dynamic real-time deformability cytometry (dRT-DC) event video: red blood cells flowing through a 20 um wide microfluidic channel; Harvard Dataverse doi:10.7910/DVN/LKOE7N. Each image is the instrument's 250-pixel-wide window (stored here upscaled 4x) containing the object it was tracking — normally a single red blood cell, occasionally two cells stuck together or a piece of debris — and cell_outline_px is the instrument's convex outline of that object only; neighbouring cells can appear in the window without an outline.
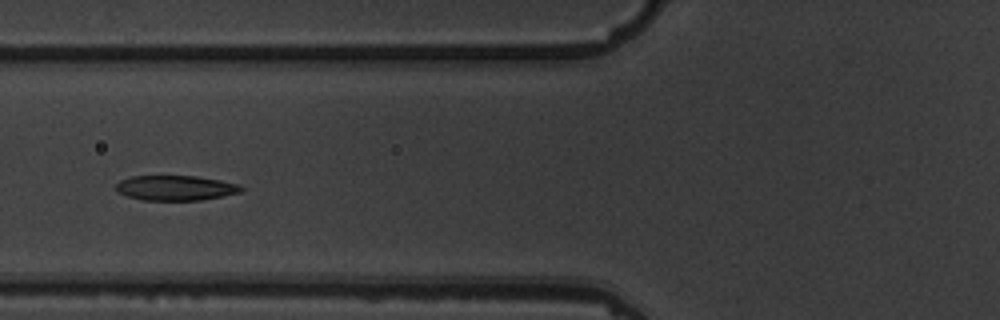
{"species": "common noctule bat (a hibernating species)", "species_latin": "Nyctalus noctula", "temperature_condition": "warm", "stored_images_in_passage": 8, "camera_frame_rate_fps": 3000, "um_per_image_px": 0.085, "animal": {"sex": "male", "body_mass_g": 19.5, "forearm_length_mm": 54.6}, "frame": {"image": 1, "passage_image": 6, "time_ms": 6.333, "image_size_px": [1000, 320], "cell_outline_px": [[244, 188], [240, 192], [200, 200], [144, 200], [128, 196], [116, 192], [116, 184], [120, 180], [132, 176], [196, 176], [220, 180], [240, 184]], "centroid_in_image_um": [14.91, 15.97], "position_along_channel_um": 110.9, "area_um2": 18.15}}
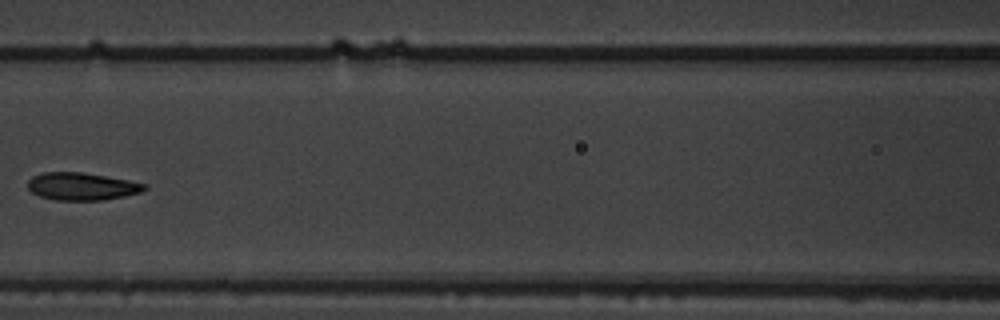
{"frame": {"image": 2, "passage_image": 7, "time_ms": 7.667, "image_size_px": [1000, 320], "cell_outline_px": [[148, 188], [140, 192], [124, 196], [104, 200], [56, 200], [40, 196], [32, 192], [28, 188], [28, 180], [32, 176], [44, 172], [80, 172], [128, 180], [148, 184]], "centroid_in_image_um": [6.96, 15.84], "position_along_channel_um": 159.6, "area_um2": 18.67}}
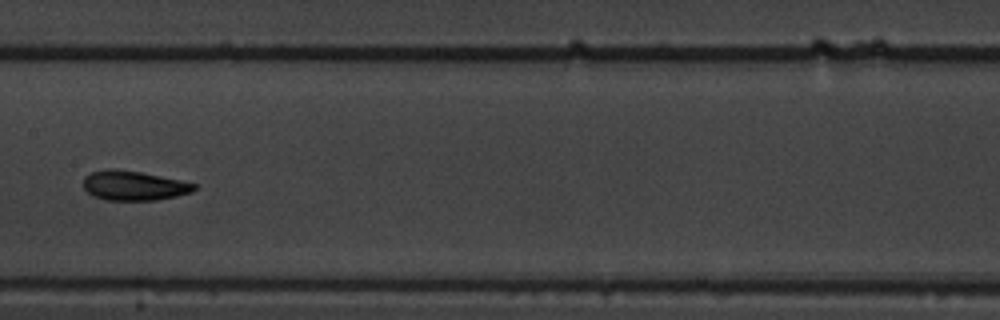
{"frame": {"image": 3, "passage_image": 8, "time_ms": 8.667, "image_size_px": [1000, 320], "cell_outline_px": [[196, 188], [192, 192], [176, 196], [156, 200], [104, 200], [92, 196], [84, 188], [84, 176], [92, 172], [108, 168], [116, 168], [140, 172], [180, 180], [196, 184]], "centroid_in_image_um": [11.35, 15.77], "position_along_channel_um": 196.1, "area_um2": 19.13}}